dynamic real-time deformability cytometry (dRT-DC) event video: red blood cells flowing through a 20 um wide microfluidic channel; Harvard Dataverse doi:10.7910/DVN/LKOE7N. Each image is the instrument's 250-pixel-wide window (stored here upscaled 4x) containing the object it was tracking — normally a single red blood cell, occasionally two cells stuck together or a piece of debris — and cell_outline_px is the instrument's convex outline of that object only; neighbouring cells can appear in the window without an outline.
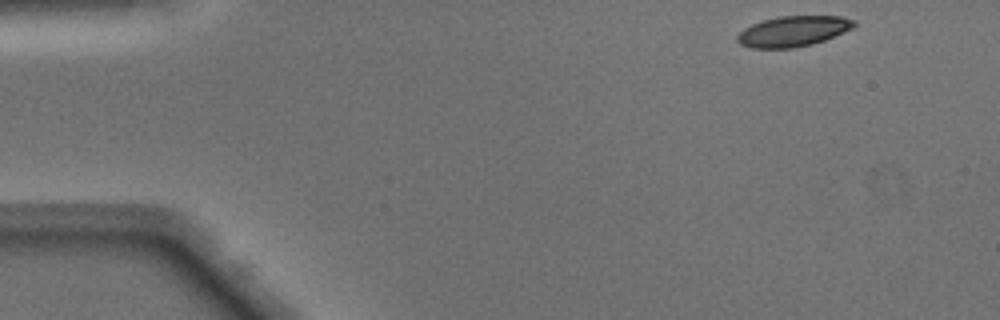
{"species": "Egyptian fruit bat (a non-hibernating species)", "species_latin": "Rousettus aegyptiacus", "temperature_condition": "warm", "stored_images_in_passage": 10, "camera_frame_rate_fps": 3000, "um_per_image_px": 0.085, "animal": {"sex": "male"}, "frame": {"image": 1, "passage_image": 1, "time_ms": 0.0, "image_size_px": [1000, 320], "cell_outline_px": [[856, 24], [852, 28], [844, 32], [824, 40], [812, 44], [792, 48], [752, 48], [740, 44], [736, 40], [736, 36], [744, 28], [752, 24], [764, 20], [780, 16], [844, 16], [856, 20]], "centroid_in_image_um": [67.42, 2.65], "position_along_channel_um": 17.6, "area_um2": 20.75}}